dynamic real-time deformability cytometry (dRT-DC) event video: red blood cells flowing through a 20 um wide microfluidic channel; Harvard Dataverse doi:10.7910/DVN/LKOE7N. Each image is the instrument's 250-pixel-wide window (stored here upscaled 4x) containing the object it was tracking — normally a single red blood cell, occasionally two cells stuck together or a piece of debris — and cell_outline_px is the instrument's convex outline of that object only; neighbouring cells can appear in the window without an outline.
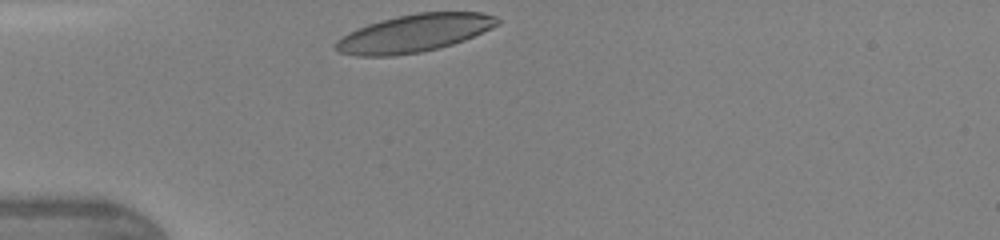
{"species": "human", "species_latin": "Homo sapiens", "temperature_condition": "warm", "stored_images_in_passage": 27, "camera_frame_rate_fps": 3000, "um_per_image_px": 0.085, "donor": {"sex": "female"}, "frame": {"image": 1, "passage_image": 1, "time_ms": 0.0, "image_size_px": [1000, 240], "cell_outline_px": [[500, 20], [496, 24], [464, 40], [440, 48], [420, 52], [388, 56], [360, 56], [340, 52], [336, 48], [336, 40], [368, 24], [396, 16], [416, 12], [480, 12], [496, 16]], "centroid_in_image_um": [35.22, 2.82], "position_along_channel_um": 49.8, "area_um2": 34.8}, "authors_computed_cell_mechanics": {"area_um2": 35.4892, "velocity_mm_per_s": 4.3174, "shape_relaxation_time_tau1_ms": 2.0509, "shape_relaxation_time_tau2_ms": 1.0916, "deformation_change_tau1": 0.116, "deformation_change_tau2": 0.0791}}